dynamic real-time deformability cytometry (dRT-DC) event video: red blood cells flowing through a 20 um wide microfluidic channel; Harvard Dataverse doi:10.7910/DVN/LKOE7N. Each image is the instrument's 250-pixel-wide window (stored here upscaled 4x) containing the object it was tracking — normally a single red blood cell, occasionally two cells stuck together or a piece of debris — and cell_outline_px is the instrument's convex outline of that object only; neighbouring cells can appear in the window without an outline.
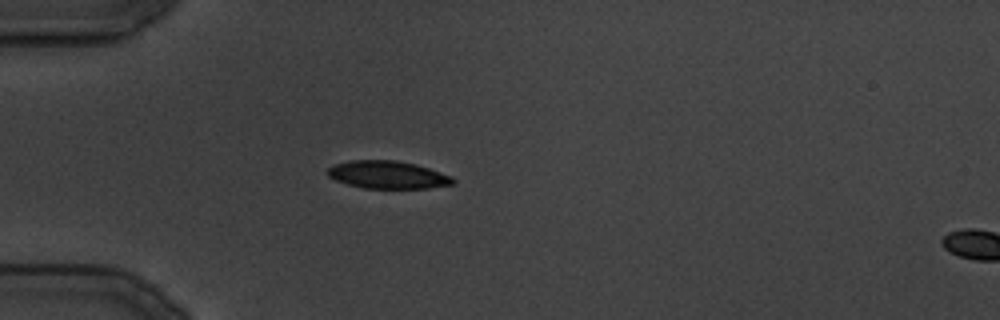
{"species": "common noctule bat (a hibernating species)", "species_latin": "Nyctalus noctula", "temperature_condition": "cold", "stored_images_in_passage": 25, "camera_frame_rate_fps": 3000, "um_per_image_px": 0.085, "animal": {"sex": "male", "body_mass_g": 19.5, "forearm_length_mm": 54.6}, "frame": {"image": 1, "passage_image": 1, "time_ms": 0.0, "image_size_px": [1000, 320], "cell_outline_px": [[456, 180], [452, 184], [428, 188], [364, 188], [348, 184], [336, 180], [328, 176], [328, 168], [336, 164], [352, 160], [396, 160], [416, 164], [452, 176]], "centroid_in_image_um": [32.97, 14.85], "position_along_channel_um": 52.0, "area_um2": 20.06}}
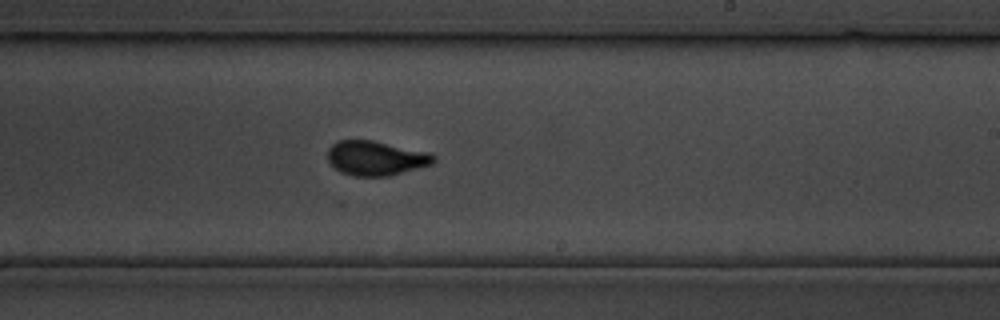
{"frame": {"image": 2, "passage_image": 12, "time_ms": 13.667, "image_size_px": [1000, 320], "cell_outline_px": [[436, 160], [432, 164], [388, 176], [352, 176], [340, 172], [328, 160], [328, 148], [336, 140], [372, 140], [428, 152], [436, 156]], "centroid_in_image_um": [31.93, 13.44], "position_along_channel_um": 257.1, "area_um2": 21.27}}
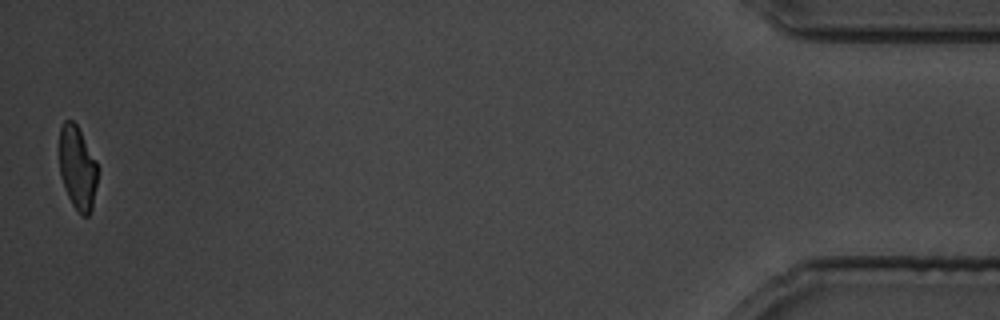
{"frame": {"image": 3, "passage_image": 25, "time_ms": 29.667, "image_size_px": [1000, 320], "cell_outline_px": [[96, 184], [92, 208], [88, 216], [80, 216], [72, 204], [68, 196], [60, 176], [60, 128], [64, 120], [72, 120], [76, 124], [96, 160]], "centroid_in_image_um": [6.57, 14.29], "position_along_channel_um": 428.6, "area_um2": 18.38}}